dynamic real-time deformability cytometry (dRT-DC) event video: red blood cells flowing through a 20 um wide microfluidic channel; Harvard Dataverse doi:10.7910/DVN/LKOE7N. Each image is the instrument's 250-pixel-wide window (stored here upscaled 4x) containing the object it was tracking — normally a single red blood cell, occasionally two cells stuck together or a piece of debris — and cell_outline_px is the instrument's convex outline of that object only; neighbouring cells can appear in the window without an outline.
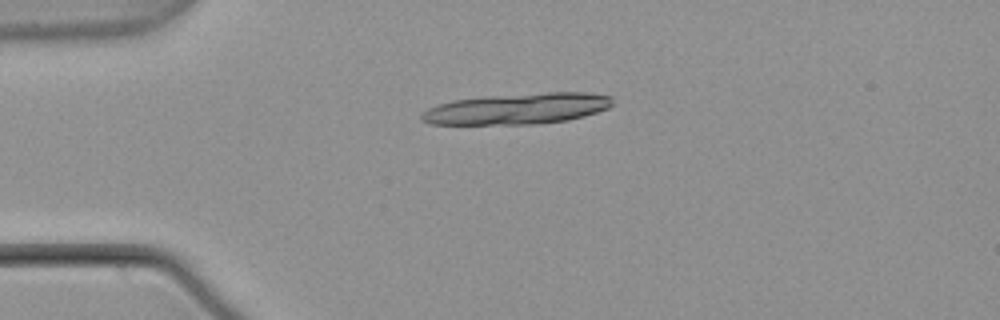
{"species": "common noctule bat (a hibernating species)", "species_latin": "Nyctalus noctula", "temperature_condition": "warm", "stored_images_in_passage": 17, "camera_frame_rate_fps": 3000, "um_per_image_px": 0.085, "animal": {"sex": "male", "body_mass_g": 21.5, "forearm_length_mm": 52.0}, "frame": {"image": 1, "passage_image": 6, "time_ms": 1.667, "image_size_px": [1000, 320], "cell_outline_px": [[612, 104], [608, 108], [584, 116], [568, 120], [540, 124], [428, 124], [420, 120], [420, 116], [428, 108], [452, 100], [484, 96], [548, 92], [584, 92], [612, 96]], "centroid_in_image_um": [43.97, 9.24], "position_along_channel_um": 41.0, "area_um2": 34.62}}